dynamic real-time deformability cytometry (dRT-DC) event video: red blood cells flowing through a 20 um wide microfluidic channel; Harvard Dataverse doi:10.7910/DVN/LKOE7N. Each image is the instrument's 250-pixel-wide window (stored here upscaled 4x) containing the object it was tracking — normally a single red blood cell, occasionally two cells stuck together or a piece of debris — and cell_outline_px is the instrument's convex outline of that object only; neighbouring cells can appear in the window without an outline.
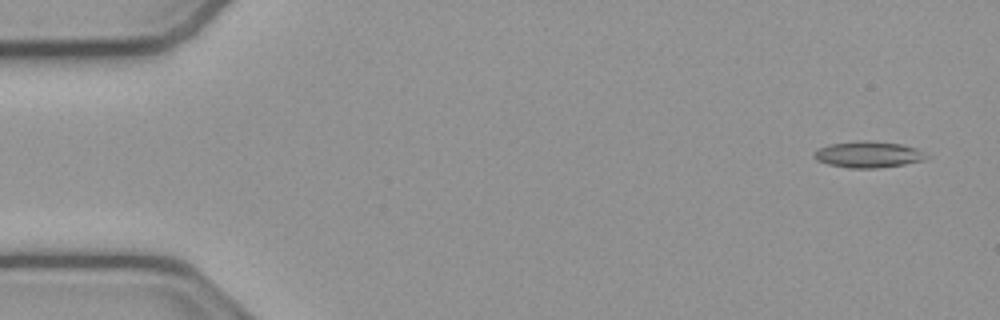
{"species": "common noctule bat (a hibernating species)", "species_latin": "Nyctalus noctula", "temperature_condition": "cold", "stored_images_in_passage": 52, "camera_frame_rate_fps": 3000, "um_per_image_px": 0.085, "animal": {"sex": "male", "body_mass_g": 23.1, "forearm_length_mm": 52.7}, "frame": {"image": 1, "passage_image": 1, "time_ms": 0.0, "image_size_px": [1000, 320], "cell_outline_px": [[928, 156], [924, 160], [904, 164], [876, 168], [848, 168], [828, 164], [816, 160], [812, 156], [820, 148], [828, 144], [860, 140], [868, 140], [900, 144], [916, 148], [924, 152]], "centroid_in_image_um": [73.79, 13.13], "position_along_channel_um": 11.2, "area_um2": 17.17}}
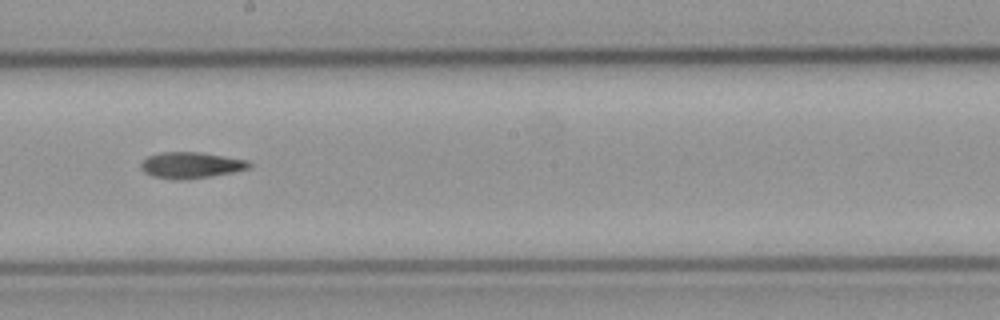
{"frame": {"image": 2, "passage_image": 28, "time_ms": 9.0, "image_size_px": [1000, 320], "cell_outline_px": [[252, 164], [248, 168], [232, 172], [208, 176], [180, 180], [152, 176], [144, 172], [140, 168], [140, 164], [148, 156], [160, 152], [200, 152], [248, 160]], "centroid_in_image_um": [16.2, 14.03], "position_along_channel_um": 232.0, "area_um2": 16.3}}
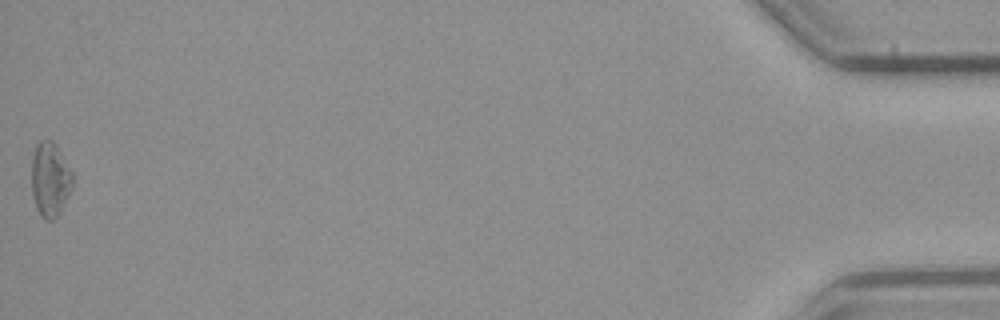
{"frame": {"image": 3, "passage_image": 52, "time_ms": 17.0, "image_size_px": [1000, 320], "cell_outline_px": [[72, 188], [60, 212], [52, 220], [48, 220], [40, 216], [36, 208], [32, 192], [32, 156], [36, 144], [40, 140], [52, 140], [72, 172]], "centroid_in_image_um": [4.24, 15.26], "position_along_channel_um": 431.0, "area_um2": 17.57}}